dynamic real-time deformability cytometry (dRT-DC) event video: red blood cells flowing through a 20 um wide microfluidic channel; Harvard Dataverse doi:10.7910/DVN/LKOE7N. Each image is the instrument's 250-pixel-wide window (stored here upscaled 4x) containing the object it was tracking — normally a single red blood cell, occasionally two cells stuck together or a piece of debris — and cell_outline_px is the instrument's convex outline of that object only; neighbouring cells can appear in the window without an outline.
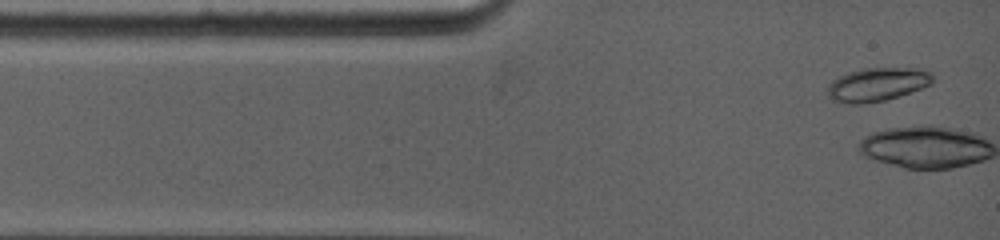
{"species": "common noctule bat (a hibernating species)", "species_latin": "Nyctalus noctula", "temperature_condition": "warm", "stored_images_in_passage": 3, "camera_frame_rate_fps": 5000, "um_per_image_px": 0.085, "animal": {"sex": "female", "body_mass_g": 19.0, "forearm_length_mm": 53.3}, "frame": {"image": 1, "passage_image": 3, "time_ms": 2.4, "image_size_px": [1000, 240], "cell_outline_px": [[932, 84], [884, 100], [860, 104], [844, 104], [832, 100], [828, 96], [828, 84], [832, 80], [848, 72], [864, 68], [916, 68], [932, 72]], "centroid_in_image_um": [74.52, 7.17], "position_along_channel_um": 10.5, "area_um2": 20.4}}